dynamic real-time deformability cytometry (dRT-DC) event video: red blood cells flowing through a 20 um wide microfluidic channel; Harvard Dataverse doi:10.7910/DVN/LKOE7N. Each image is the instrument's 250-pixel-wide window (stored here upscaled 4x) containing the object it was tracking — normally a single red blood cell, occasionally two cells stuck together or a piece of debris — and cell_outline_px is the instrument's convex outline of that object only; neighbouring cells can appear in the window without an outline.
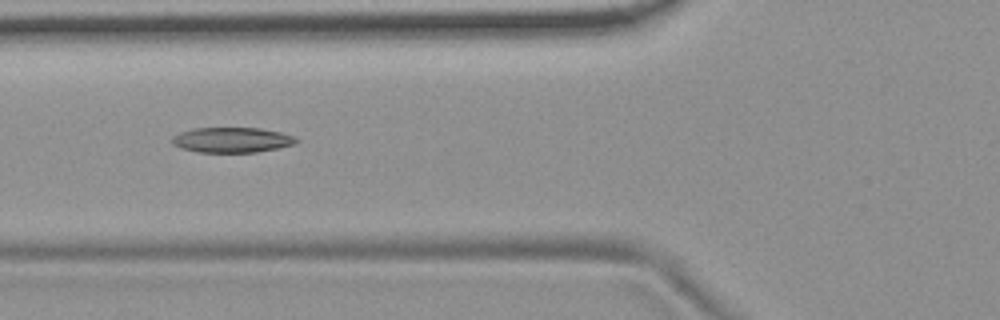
{"species": "common noctule bat (a hibernating species)", "species_latin": "Nyctalus noctula", "temperature_condition": "room temperature", "stored_images_in_passage": 9, "camera_frame_rate_fps": 3000, "um_per_image_px": 0.085, "animal": {"sex": "female", "body_mass_g": 19.9}, "frame": {"image": 1, "passage_image": 7, "time_ms": 2.0, "image_size_px": [1000, 320], "cell_outline_px": [[300, 140], [296, 144], [256, 152], [196, 152], [180, 148], [172, 144], [172, 136], [180, 132], [192, 128], [260, 128], [280, 132], [292, 136]], "centroid_in_image_um": [19.68, 11.89], "position_along_channel_um": 106.1, "area_um2": 18.26}}
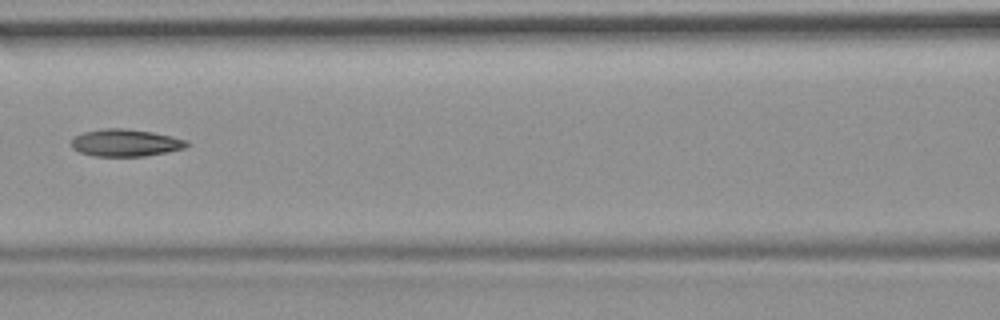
{"frame": {"image": 2, "passage_image": 8, "time_ms": 2.333, "image_size_px": [1000, 320], "cell_outline_px": [[188, 144], [184, 148], [144, 156], [92, 156], [80, 152], [72, 148], [72, 140], [76, 136], [84, 132], [104, 128], [124, 128], [152, 132], [172, 136], [188, 140]], "centroid_in_image_um": [10.66, 12.13], "position_along_channel_um": 155.9, "area_um2": 18.15}}